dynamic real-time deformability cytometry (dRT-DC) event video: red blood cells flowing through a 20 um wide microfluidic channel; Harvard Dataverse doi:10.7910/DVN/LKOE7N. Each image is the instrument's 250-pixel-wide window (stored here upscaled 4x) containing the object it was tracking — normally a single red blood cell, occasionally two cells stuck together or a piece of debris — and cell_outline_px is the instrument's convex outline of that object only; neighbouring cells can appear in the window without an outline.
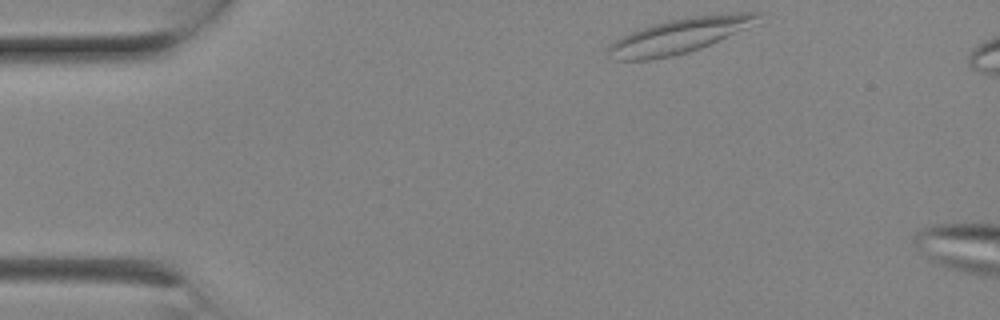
{"species": "Egyptian fruit bat (a non-hibernating species)", "species_latin": "Rousettus aegyptiacus", "temperature_condition": "room temperature", "stored_images_in_passage": 3, "camera_frame_rate_fps": 3000, "um_per_image_px": 0.085, "animal": {"sex": "female"}, "frame": {"image": 1, "passage_image": 1, "time_ms": 0.0, "image_size_px": [1000, 320], "cell_outline_px": [[764, 12], [744, 28], [700, 48], [688, 52], [672, 56], [652, 60], [616, 60], [608, 56], [608, 48], [620, 36], [640, 28], [672, 20], [692, 16], [736, 12]], "centroid_in_image_um": [57.65, 3.05], "position_along_channel_um": 27.3, "area_um2": 29.59}}